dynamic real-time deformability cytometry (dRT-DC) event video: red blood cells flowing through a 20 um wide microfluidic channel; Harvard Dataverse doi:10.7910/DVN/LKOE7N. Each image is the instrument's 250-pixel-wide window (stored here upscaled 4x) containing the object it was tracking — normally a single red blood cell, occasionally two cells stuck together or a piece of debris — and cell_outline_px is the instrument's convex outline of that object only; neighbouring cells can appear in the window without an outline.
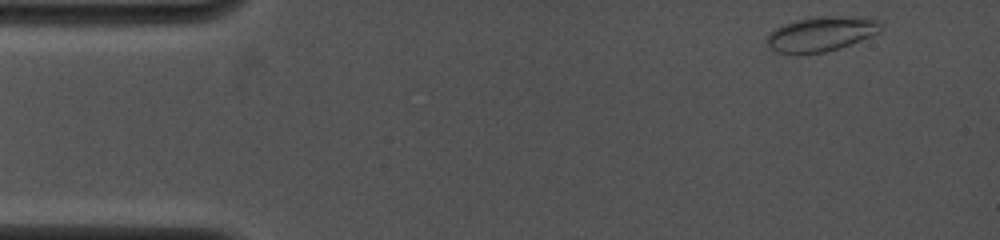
{"species": "common noctule bat (a hibernating species)", "species_latin": "Nyctalus noctula", "temperature_condition": "cold", "stored_images_in_passage": 28, "camera_frame_rate_fps": 4000, "um_per_image_px": 0.085, "animal": {"sex": "female", "body_mass_g": 19.0, "forearm_length_mm": 53.3}, "frame": {"image": 1, "passage_image": 1, "time_ms": 0.0, "image_size_px": [1000, 240], "cell_outline_px": [[880, 32], [872, 36], [840, 48], [824, 52], [796, 56], [776, 52], [768, 44], [768, 36], [776, 28], [784, 24], [796, 20], [816, 16], [852, 16], [880, 20]], "centroid_in_image_um": [69.81, 2.9], "position_along_channel_um": 15.2, "area_um2": 23.29}}
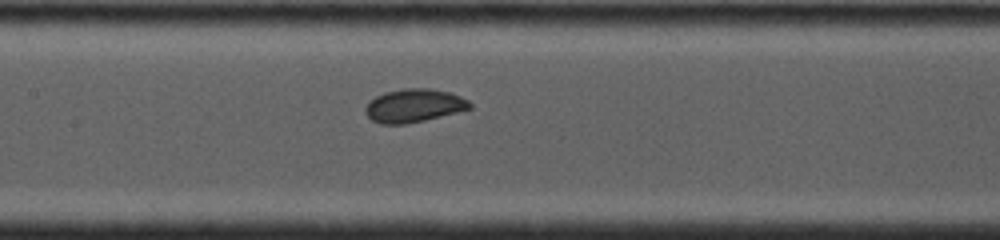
{"frame": {"image": 2, "passage_image": 16, "time_ms": 6.25, "image_size_px": [1000, 240], "cell_outline_px": [[472, 108], [424, 120], [404, 124], [380, 124], [372, 120], [364, 112], [364, 108], [376, 96], [384, 92], [404, 88], [428, 88], [448, 92], [460, 96], [468, 100], [472, 104]], "centroid_in_image_um": [35.17, 8.97], "position_along_channel_um": 172.2, "area_um2": 20.11}}
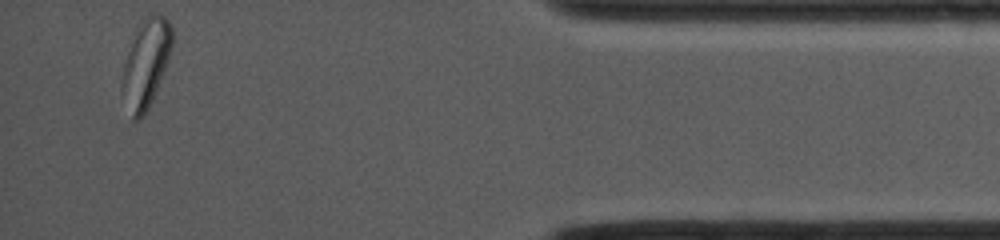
{"frame": {"image": 3, "passage_image": 28, "time_ms": 13.5, "image_size_px": [1000, 240], "cell_outline_px": [[172, 48], [168, 60], [152, 100], [144, 116], [140, 120], [132, 120], [120, 92], [120, 80], [124, 64], [136, 28], [140, 20], [144, 16], [164, 16], [168, 20], [172, 28]], "centroid_in_image_um": [12.37, 5.44], "position_along_channel_um": 422.8, "area_um2": 25.78}, "authors_computed_cell_mechanics": {"area_um2": 20.4901, "velocity_mm_per_s": 4.0273, "shape_relaxation_time_tau1_ms": 3.0143, "shape_relaxation_time_tau2_ms": null, "deformation_change_tau1": 0.081, "deformation_change_tau2": null}}